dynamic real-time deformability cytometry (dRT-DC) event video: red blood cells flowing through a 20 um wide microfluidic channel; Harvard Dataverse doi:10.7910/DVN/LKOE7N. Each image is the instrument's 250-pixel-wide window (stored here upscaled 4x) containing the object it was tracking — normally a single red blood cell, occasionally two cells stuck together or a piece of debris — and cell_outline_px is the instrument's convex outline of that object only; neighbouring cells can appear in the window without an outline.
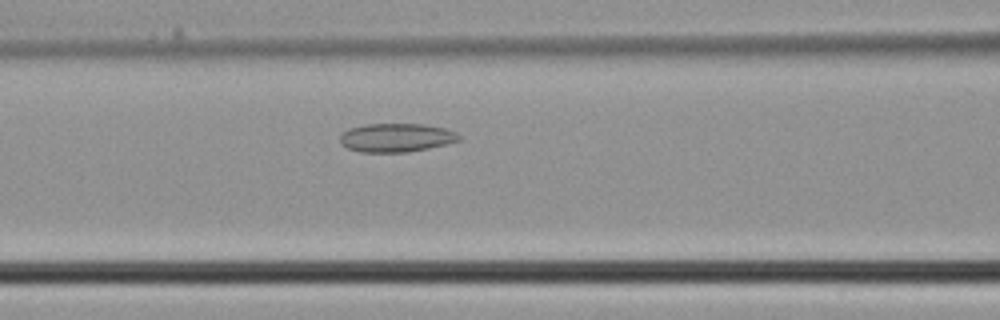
{"species": "common noctule bat (a hibernating species)", "species_latin": "Nyctalus noctula", "temperature_condition": "cold", "stored_images_in_passage": 26, "camera_frame_rate_fps": 3000, "um_per_image_px": 0.085, "animal": {"sex": "male", "body_mass_g": 21.5, "forearm_length_mm": 52.0}, "frame": {"image": 1, "passage_image": 10, "time_ms": 3.0, "image_size_px": [1000, 320], "cell_outline_px": [[460, 140], [448, 144], [408, 152], [360, 152], [348, 148], [340, 144], [340, 136], [348, 128], [364, 124], [424, 124], [444, 128], [456, 132], [460, 136]], "centroid_in_image_um": [33.67, 11.7], "position_along_channel_um": 132.9, "area_um2": 19.94}}
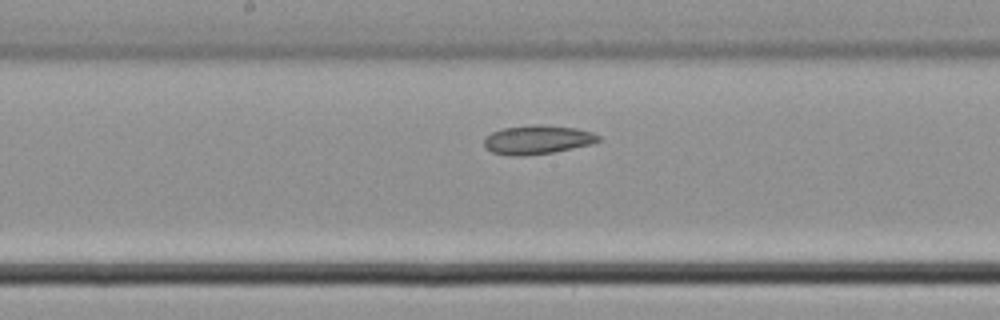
{"frame": {"image": 2, "passage_image": 14, "time_ms": 4.333, "image_size_px": [1000, 320], "cell_outline_px": [[600, 140], [592, 144], [552, 152], [524, 156], [508, 156], [492, 152], [484, 148], [484, 136], [492, 132], [504, 128], [536, 124], [540, 124], [576, 128], [592, 132], [600, 136]], "centroid_in_image_um": [45.64, 11.88], "position_along_channel_um": 202.6, "area_um2": 19.36}}
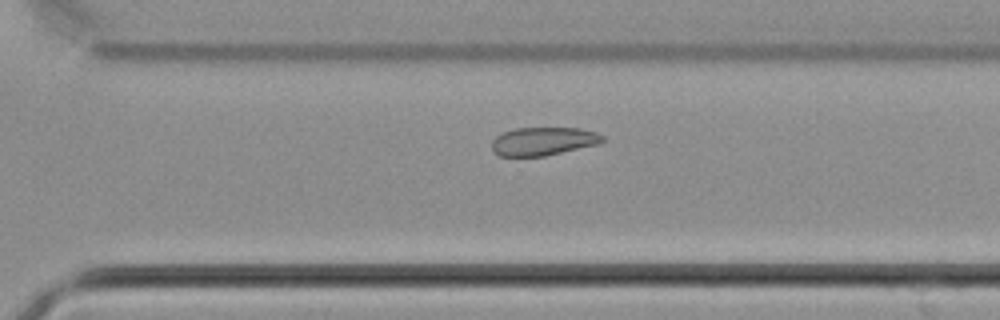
{"frame": {"image": 3, "passage_image": 21, "time_ms": 6.667, "image_size_px": [1000, 320], "cell_outline_px": [[604, 140], [600, 144], [544, 156], [500, 156], [492, 148], [492, 140], [496, 136], [504, 132], [516, 128], [580, 128], [596, 132], [604, 136]], "centroid_in_image_um": [46.21, 12.0], "position_along_channel_um": 324.4, "area_um2": 18.21}}